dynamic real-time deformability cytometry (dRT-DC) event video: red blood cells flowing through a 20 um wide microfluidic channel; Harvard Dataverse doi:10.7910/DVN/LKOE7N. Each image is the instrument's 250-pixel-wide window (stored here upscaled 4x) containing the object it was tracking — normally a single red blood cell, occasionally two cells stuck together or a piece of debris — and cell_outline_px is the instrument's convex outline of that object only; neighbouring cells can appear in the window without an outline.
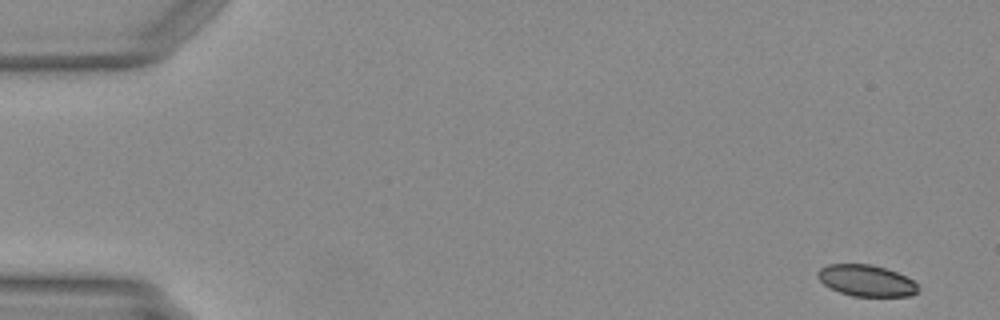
{"species": "Egyptian fruit bat (a non-hibernating species)", "species_latin": "Rousettus aegyptiacus", "temperature_condition": "warm", "stored_images_in_passage": 48, "camera_frame_rate_fps": 3000, "um_per_image_px": 0.085, "animal": {"sex": "female"}, "frame": {"image": 1, "passage_image": 1, "time_ms": 0.0, "image_size_px": [1000, 320], "cell_outline_px": [[920, 288], [912, 296], [852, 296], [840, 292], [824, 284], [816, 276], [816, 272], [820, 268], [828, 264], [868, 264], [884, 268], [896, 272], [912, 280]], "centroid_in_image_um": [73.62, 23.85], "position_along_channel_um": 11.4, "area_um2": 18.21}}
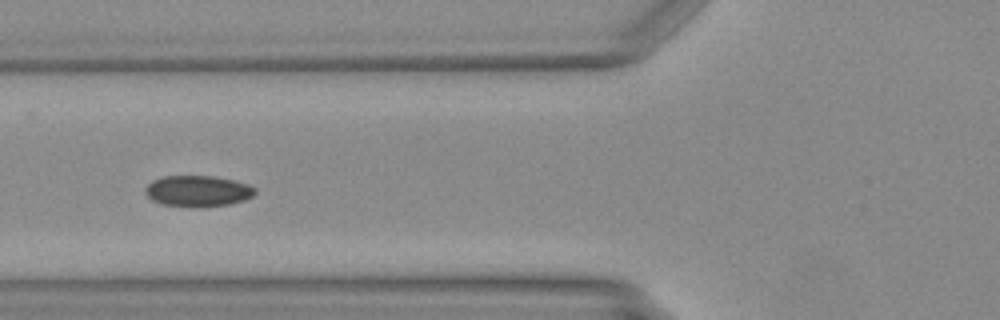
{"frame": {"image": 2, "passage_image": 18, "time_ms": 5.667, "image_size_px": [1000, 320], "cell_outline_px": [[256, 192], [252, 196], [244, 200], [228, 204], [192, 208], [160, 204], [152, 200], [144, 192], [144, 188], [152, 180], [164, 176], [212, 176], [232, 180], [248, 184], [256, 188]], "centroid_in_image_um": [16.78, 16.25], "position_along_channel_um": 109.0, "area_um2": 20.0}}
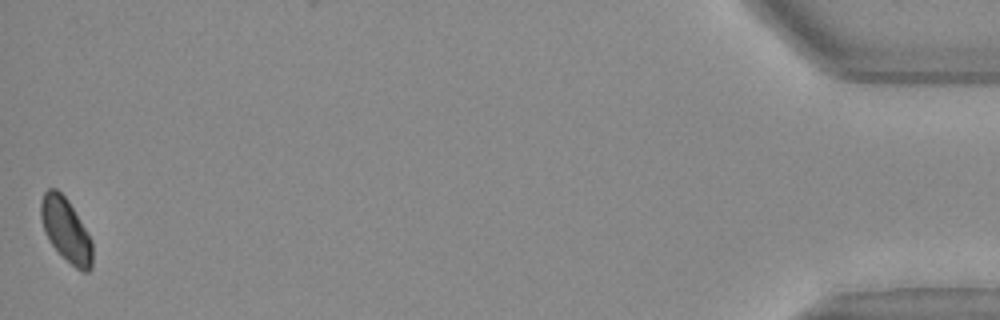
{"frame": {"image": 3, "passage_image": 48, "time_ms": 15.667, "image_size_px": [1000, 320], "cell_outline_px": [[92, 268], [88, 272], [80, 272], [52, 244], [44, 232], [40, 216], [40, 204], [44, 192], [48, 188], [56, 188], [68, 200], [88, 232], [92, 240]], "centroid_in_image_um": [5.61, 19.53], "position_along_channel_um": 429.6, "area_um2": 19.02}}